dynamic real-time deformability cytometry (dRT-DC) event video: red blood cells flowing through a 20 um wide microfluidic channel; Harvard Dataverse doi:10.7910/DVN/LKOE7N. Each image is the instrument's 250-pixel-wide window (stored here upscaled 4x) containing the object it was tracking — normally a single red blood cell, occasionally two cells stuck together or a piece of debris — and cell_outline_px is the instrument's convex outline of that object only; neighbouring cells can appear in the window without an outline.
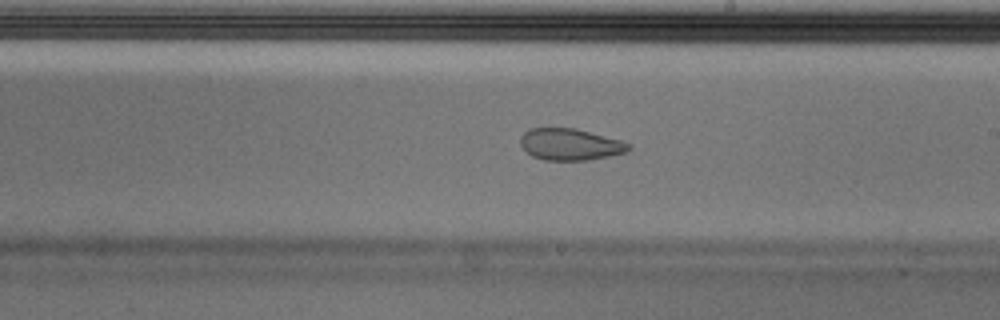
{"species": "Egyptian fruit bat (a non-hibernating species)", "species_latin": "Rousettus aegyptiacus", "temperature_condition": "cold", "stored_images_in_passage": 54, "camera_frame_rate_fps": 3000, "um_per_image_px": 0.085, "animal": {"sex": "male"}, "frame": {"image": 1, "passage_image": 31, "time_ms": 10.0, "image_size_px": [1000, 320], "cell_outline_px": [[632, 148], [628, 152], [588, 160], [544, 160], [532, 156], [520, 144], [520, 136], [528, 128], [576, 128], [620, 140], [632, 144]], "centroid_in_image_um": [48.48, 12.27], "position_along_channel_um": 240.5, "area_um2": 20.06}, "authors_computed_cell_mechanics": {"area_um2": 24.2471, "velocity_mm_per_s": 3.6925, "shape_relaxation_time_tau1_ms": null, "shape_relaxation_time_tau2_ms": 1.7588, "deformation_change_tau1": null, "deformation_change_tau2": 0.0597}}